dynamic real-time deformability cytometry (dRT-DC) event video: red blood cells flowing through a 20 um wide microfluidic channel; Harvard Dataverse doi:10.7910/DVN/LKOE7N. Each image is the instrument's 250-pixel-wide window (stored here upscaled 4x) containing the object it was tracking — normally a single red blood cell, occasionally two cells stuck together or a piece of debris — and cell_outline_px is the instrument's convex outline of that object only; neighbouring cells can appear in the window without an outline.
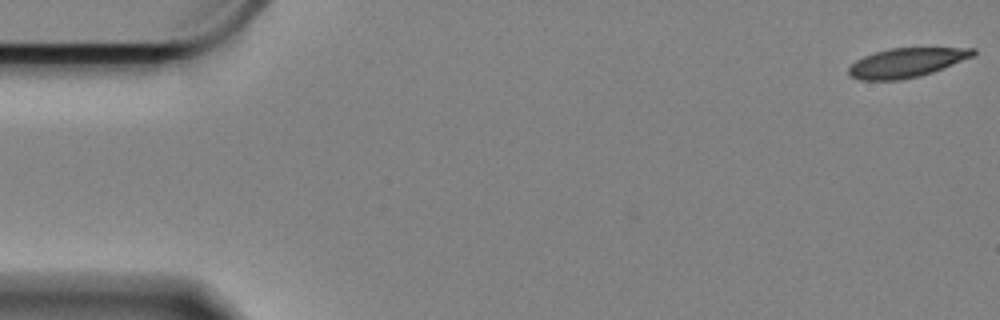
{"species": "Egyptian fruit bat (a non-hibernating species)", "species_latin": "Rousettus aegyptiacus", "temperature_condition": "cold", "stored_images_in_passage": 60, "camera_frame_rate_fps": 3000, "um_per_image_px": 0.085, "animal": {"sex": "female"}, "frame": {"image": 1, "passage_image": 1, "time_ms": 0.0, "image_size_px": [1000, 320], "cell_outline_px": [[976, 52], [972, 56], [932, 72], [920, 76], [900, 80], [860, 80], [852, 76], [848, 72], [848, 68], [856, 60], [864, 56], [888, 48], [976, 48]], "centroid_in_image_um": [77.02, 5.33], "position_along_channel_um": 8.0, "area_um2": 20.92}}
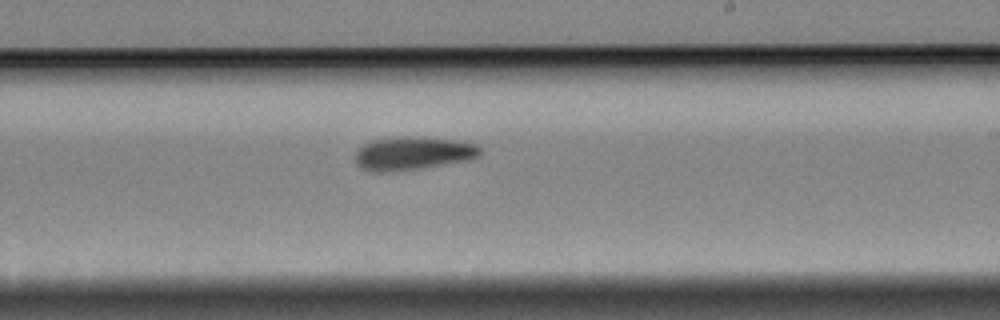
{"frame": {"image": 2, "passage_image": 35, "time_ms": 11.333, "image_size_px": [1000, 320], "cell_outline_px": [[480, 156], [472, 160], [420, 168], [384, 172], [372, 172], [360, 168], [356, 160], [356, 152], [364, 144], [372, 140], [404, 136], [456, 140], [476, 144], [480, 148]], "centroid_in_image_um": [35.12, 13.04], "position_along_channel_um": 253.9, "area_um2": 24.1}}
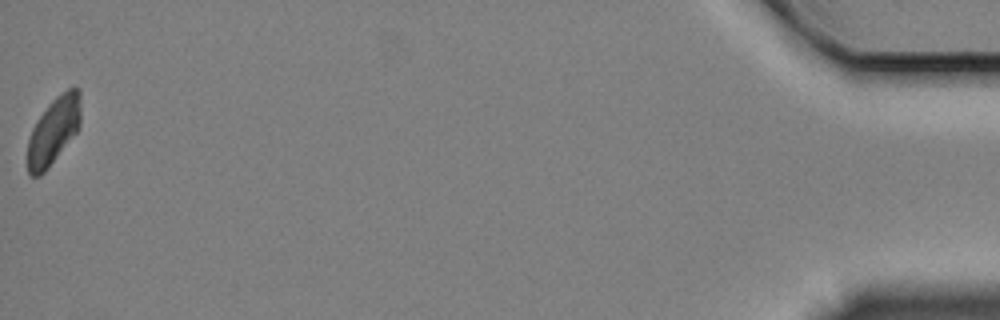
{"frame": {"image": 3, "passage_image": 60, "time_ms": 19.667, "image_size_px": [1000, 320], "cell_outline_px": [[80, 124], [76, 132], [48, 168], [40, 176], [28, 176], [28, 140], [32, 128], [36, 120], [48, 104], [60, 92], [72, 84], [80, 88]], "centroid_in_image_um": [4.56, 11.05], "position_along_channel_um": 430.6, "area_um2": 20.98}, "authors_computed_cell_mechanics": {"area_um2": 22.9755, "velocity_mm_per_s": 3.2917, "shape_relaxation_time_tau1_ms": 9.1059, "shape_relaxation_time_tau2_ms": null, "deformation_change_tau1": 0.1552, "deformation_change_tau2": null}}